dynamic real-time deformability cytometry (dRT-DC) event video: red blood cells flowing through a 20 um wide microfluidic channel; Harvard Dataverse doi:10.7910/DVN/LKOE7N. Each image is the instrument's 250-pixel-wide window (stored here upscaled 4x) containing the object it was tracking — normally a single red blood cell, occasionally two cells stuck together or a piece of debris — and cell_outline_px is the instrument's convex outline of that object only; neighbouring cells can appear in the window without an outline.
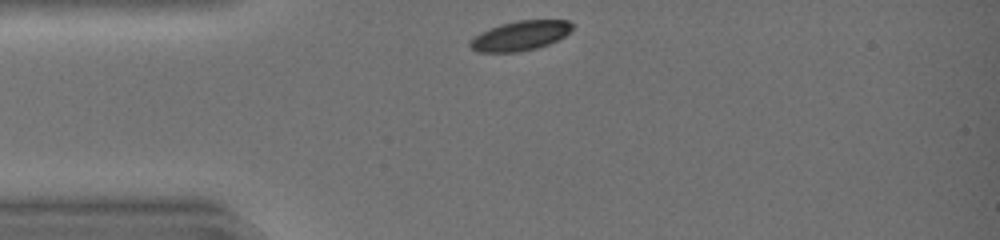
{"species": "common noctule bat (a hibernating species)", "species_latin": "Nyctalus noctula", "temperature_condition": "warm", "stored_images_in_passage": 29, "camera_frame_rate_fps": 3000, "um_per_image_px": 0.085, "animal": {"sex": "female", "body_mass_g": 19.0, "forearm_length_mm": 51.5}, "frame": {"image": 1, "passage_image": 1, "time_ms": 0.0, "image_size_px": [1000, 240], "cell_outline_px": [[572, 28], [564, 36], [548, 44], [536, 48], [516, 52], [476, 52], [468, 44], [480, 32], [500, 24], [520, 20], [568, 20], [572, 24]], "centroid_in_image_um": [44.2, 3.03], "position_along_channel_um": 40.8, "area_um2": 17.4}}
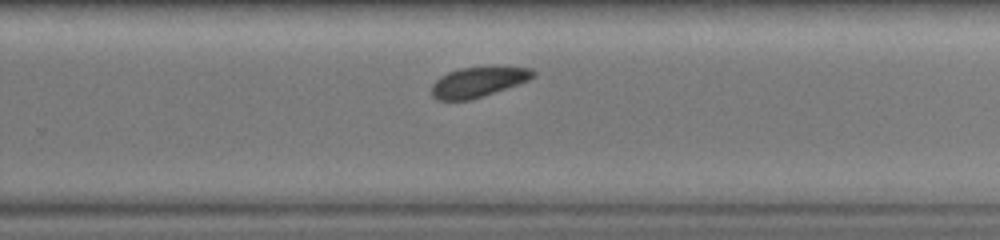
{"frame": {"image": 2, "passage_image": 20, "time_ms": 6.333, "image_size_px": [1000, 240], "cell_outline_px": [[536, 76], [528, 80], [472, 100], [436, 100], [432, 96], [432, 84], [440, 76], [448, 72], [460, 68], [532, 68], [536, 72]], "centroid_in_image_um": [40.6, 6.99], "position_along_channel_um": 289.2, "area_um2": 17.4}}
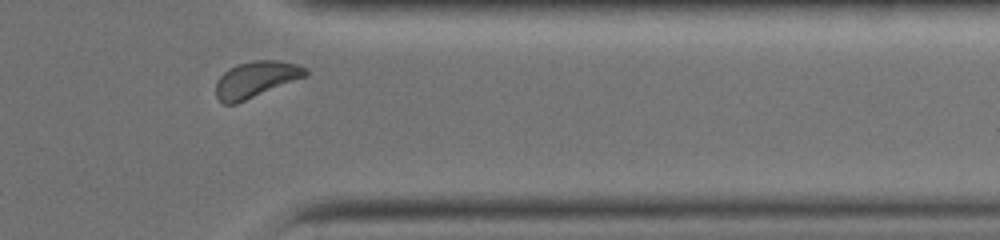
{"frame": {"image": 3, "passage_image": 27, "time_ms": 8.667, "image_size_px": [1000, 240], "cell_outline_px": [[308, 76], [236, 104], [224, 104], [216, 96], [216, 80], [228, 68], [236, 64], [252, 60], [276, 60], [296, 64], [308, 68]], "centroid_in_image_um": [21.76, 6.74], "position_along_channel_um": 389.6, "area_um2": 19.13}, "authors_computed_cell_mechanics": {"area_um2": 19.2474, "velocity_mm_per_s": 4.2679, "shape_relaxation_time_tau1_ms": 2.2005, "shape_relaxation_time_tau2_ms": null, "deformation_change_tau1": 0.0785, "deformation_change_tau2": null}}